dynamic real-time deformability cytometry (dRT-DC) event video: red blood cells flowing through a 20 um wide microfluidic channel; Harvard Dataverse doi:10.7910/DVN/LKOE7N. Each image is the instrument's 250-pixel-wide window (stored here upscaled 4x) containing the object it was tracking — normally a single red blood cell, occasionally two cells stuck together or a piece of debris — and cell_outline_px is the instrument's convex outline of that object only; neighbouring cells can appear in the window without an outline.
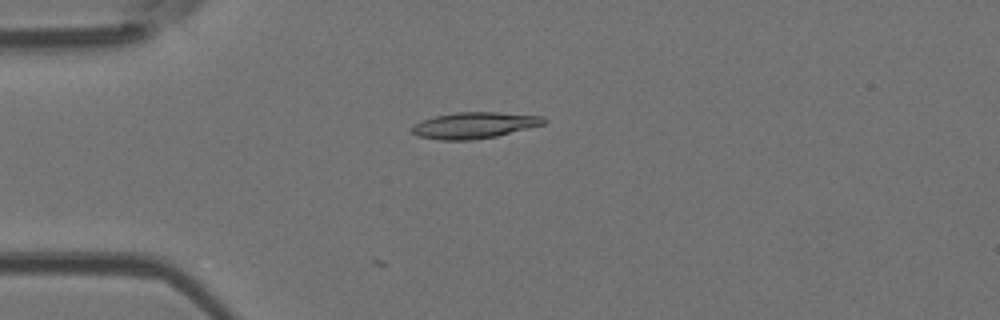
{"species": "Egyptian fruit bat (a non-hibernating species)", "species_latin": "Rousettus aegyptiacus", "temperature_condition": "room temperature", "stored_images_in_passage": 4, "camera_frame_rate_fps": 3000, "um_per_image_px": 0.085, "animal": {"sex": "female"}, "frame": {"image": 1, "passage_image": 1, "time_ms": 0.0, "image_size_px": [1000, 320], "cell_outline_px": [[544, 124], [496, 136], [472, 140], [440, 140], [416, 136], [412, 132], [412, 128], [416, 124], [424, 120], [436, 116], [456, 112], [496, 112], [544, 116]], "centroid_in_image_um": [40.31, 10.65], "position_along_channel_um": 44.7, "area_um2": 19.88}}